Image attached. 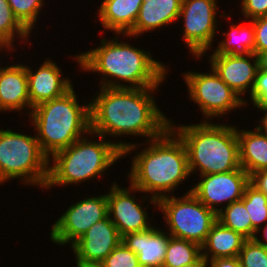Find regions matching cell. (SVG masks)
<instances>
[{
  "instance_id": "obj_1",
  "label": "cell",
  "mask_w": 267,
  "mask_h": 267,
  "mask_svg": "<svg viewBox=\"0 0 267 267\" xmlns=\"http://www.w3.org/2000/svg\"><path fill=\"white\" fill-rule=\"evenodd\" d=\"M152 88L101 87L90 102L89 135L160 137L170 120L158 108ZM153 91V92H152Z\"/></svg>"
},
{
  "instance_id": "obj_2",
  "label": "cell",
  "mask_w": 267,
  "mask_h": 267,
  "mask_svg": "<svg viewBox=\"0 0 267 267\" xmlns=\"http://www.w3.org/2000/svg\"><path fill=\"white\" fill-rule=\"evenodd\" d=\"M115 36L110 41L102 39L100 46L95 49L75 55L80 68L87 72L101 73L104 77L99 87H159L169 71L165 63L152 59L151 53L144 49L119 42L118 36ZM121 81L128 82V85Z\"/></svg>"
},
{
  "instance_id": "obj_3",
  "label": "cell",
  "mask_w": 267,
  "mask_h": 267,
  "mask_svg": "<svg viewBox=\"0 0 267 267\" xmlns=\"http://www.w3.org/2000/svg\"><path fill=\"white\" fill-rule=\"evenodd\" d=\"M148 142L150 146L133 156L128 177L137 192L150 193V203L158 206V200L171 196L191 173L185 145L170 128Z\"/></svg>"
},
{
  "instance_id": "obj_4",
  "label": "cell",
  "mask_w": 267,
  "mask_h": 267,
  "mask_svg": "<svg viewBox=\"0 0 267 267\" xmlns=\"http://www.w3.org/2000/svg\"><path fill=\"white\" fill-rule=\"evenodd\" d=\"M169 128L185 145L190 173L198 170L200 175H208L241 168L237 126L203 120L176 127L170 120Z\"/></svg>"
},
{
  "instance_id": "obj_5",
  "label": "cell",
  "mask_w": 267,
  "mask_h": 267,
  "mask_svg": "<svg viewBox=\"0 0 267 267\" xmlns=\"http://www.w3.org/2000/svg\"><path fill=\"white\" fill-rule=\"evenodd\" d=\"M96 136L100 141H90L84 136L51 157L53 163L49 165L45 189L57 185H78L99 177L118 159L139 148L137 144L142 145L135 142H112L101 135Z\"/></svg>"
},
{
  "instance_id": "obj_6",
  "label": "cell",
  "mask_w": 267,
  "mask_h": 267,
  "mask_svg": "<svg viewBox=\"0 0 267 267\" xmlns=\"http://www.w3.org/2000/svg\"><path fill=\"white\" fill-rule=\"evenodd\" d=\"M76 96L72 87L63 96L36 105L28 114L40 148L49 160L91 132L90 103L82 106Z\"/></svg>"
},
{
  "instance_id": "obj_7",
  "label": "cell",
  "mask_w": 267,
  "mask_h": 267,
  "mask_svg": "<svg viewBox=\"0 0 267 267\" xmlns=\"http://www.w3.org/2000/svg\"><path fill=\"white\" fill-rule=\"evenodd\" d=\"M50 164L36 135L0 129V184L20 178L24 184L45 189Z\"/></svg>"
},
{
  "instance_id": "obj_8",
  "label": "cell",
  "mask_w": 267,
  "mask_h": 267,
  "mask_svg": "<svg viewBox=\"0 0 267 267\" xmlns=\"http://www.w3.org/2000/svg\"><path fill=\"white\" fill-rule=\"evenodd\" d=\"M157 208L164 213L172 237L193 241L200 246L217 221V214L199 201L191 190L183 197L172 194L159 199Z\"/></svg>"
},
{
  "instance_id": "obj_9",
  "label": "cell",
  "mask_w": 267,
  "mask_h": 267,
  "mask_svg": "<svg viewBox=\"0 0 267 267\" xmlns=\"http://www.w3.org/2000/svg\"><path fill=\"white\" fill-rule=\"evenodd\" d=\"M210 71L206 74L192 71L183 73L190 100L199 106L206 121L222 117L249 103L234 92L212 67Z\"/></svg>"
},
{
  "instance_id": "obj_10",
  "label": "cell",
  "mask_w": 267,
  "mask_h": 267,
  "mask_svg": "<svg viewBox=\"0 0 267 267\" xmlns=\"http://www.w3.org/2000/svg\"><path fill=\"white\" fill-rule=\"evenodd\" d=\"M216 3V0H182L178 18L184 20L183 41L196 58L211 50L217 34Z\"/></svg>"
},
{
  "instance_id": "obj_11",
  "label": "cell",
  "mask_w": 267,
  "mask_h": 267,
  "mask_svg": "<svg viewBox=\"0 0 267 267\" xmlns=\"http://www.w3.org/2000/svg\"><path fill=\"white\" fill-rule=\"evenodd\" d=\"M108 216L107 194L87 197L72 203L53 224L50 232L52 242L61 246L77 241L92 225Z\"/></svg>"
},
{
  "instance_id": "obj_12",
  "label": "cell",
  "mask_w": 267,
  "mask_h": 267,
  "mask_svg": "<svg viewBox=\"0 0 267 267\" xmlns=\"http://www.w3.org/2000/svg\"><path fill=\"white\" fill-rule=\"evenodd\" d=\"M201 180L194 184L191 192L207 208L216 214L219 204L226 206L242 199L246 186L250 183V175L241 167L225 173L199 175Z\"/></svg>"
},
{
  "instance_id": "obj_13",
  "label": "cell",
  "mask_w": 267,
  "mask_h": 267,
  "mask_svg": "<svg viewBox=\"0 0 267 267\" xmlns=\"http://www.w3.org/2000/svg\"><path fill=\"white\" fill-rule=\"evenodd\" d=\"M130 191L132 194L136 193L137 188L131 184L129 188H121L115 181L107 194L108 216L121 237L153 227L152 223L149 224L148 212L143 209L141 203H137L135 195L131 196Z\"/></svg>"
},
{
  "instance_id": "obj_14",
  "label": "cell",
  "mask_w": 267,
  "mask_h": 267,
  "mask_svg": "<svg viewBox=\"0 0 267 267\" xmlns=\"http://www.w3.org/2000/svg\"><path fill=\"white\" fill-rule=\"evenodd\" d=\"M121 242L118 229L107 216L92 225L71 248L76 262H102Z\"/></svg>"
},
{
  "instance_id": "obj_15",
  "label": "cell",
  "mask_w": 267,
  "mask_h": 267,
  "mask_svg": "<svg viewBox=\"0 0 267 267\" xmlns=\"http://www.w3.org/2000/svg\"><path fill=\"white\" fill-rule=\"evenodd\" d=\"M208 58L210 66L234 92L240 97L247 91L251 95L258 71V60L254 53L246 56L209 55Z\"/></svg>"
},
{
  "instance_id": "obj_16",
  "label": "cell",
  "mask_w": 267,
  "mask_h": 267,
  "mask_svg": "<svg viewBox=\"0 0 267 267\" xmlns=\"http://www.w3.org/2000/svg\"><path fill=\"white\" fill-rule=\"evenodd\" d=\"M26 72L31 111L42 102L63 96L73 87L72 81L63 78L60 67L49 59L44 60L35 72L26 65Z\"/></svg>"
},
{
  "instance_id": "obj_17",
  "label": "cell",
  "mask_w": 267,
  "mask_h": 267,
  "mask_svg": "<svg viewBox=\"0 0 267 267\" xmlns=\"http://www.w3.org/2000/svg\"><path fill=\"white\" fill-rule=\"evenodd\" d=\"M170 236L153 226L122 236V243L137 254L141 267H162Z\"/></svg>"
},
{
  "instance_id": "obj_18",
  "label": "cell",
  "mask_w": 267,
  "mask_h": 267,
  "mask_svg": "<svg viewBox=\"0 0 267 267\" xmlns=\"http://www.w3.org/2000/svg\"><path fill=\"white\" fill-rule=\"evenodd\" d=\"M31 112V102L28 91L26 66L12 64L0 66V112L21 111Z\"/></svg>"
},
{
  "instance_id": "obj_19",
  "label": "cell",
  "mask_w": 267,
  "mask_h": 267,
  "mask_svg": "<svg viewBox=\"0 0 267 267\" xmlns=\"http://www.w3.org/2000/svg\"><path fill=\"white\" fill-rule=\"evenodd\" d=\"M182 0H143L134 27L124 36L135 37L172 24L179 18Z\"/></svg>"
},
{
  "instance_id": "obj_20",
  "label": "cell",
  "mask_w": 267,
  "mask_h": 267,
  "mask_svg": "<svg viewBox=\"0 0 267 267\" xmlns=\"http://www.w3.org/2000/svg\"><path fill=\"white\" fill-rule=\"evenodd\" d=\"M143 0H103L98 9L101 25L115 34H127L138 17Z\"/></svg>"
},
{
  "instance_id": "obj_21",
  "label": "cell",
  "mask_w": 267,
  "mask_h": 267,
  "mask_svg": "<svg viewBox=\"0 0 267 267\" xmlns=\"http://www.w3.org/2000/svg\"><path fill=\"white\" fill-rule=\"evenodd\" d=\"M237 129L239 142V161L241 167L251 176L267 169V134L257 128L252 130Z\"/></svg>"
},
{
  "instance_id": "obj_22",
  "label": "cell",
  "mask_w": 267,
  "mask_h": 267,
  "mask_svg": "<svg viewBox=\"0 0 267 267\" xmlns=\"http://www.w3.org/2000/svg\"><path fill=\"white\" fill-rule=\"evenodd\" d=\"M246 238L216 221L201 245V255L206 260L238 257Z\"/></svg>"
},
{
  "instance_id": "obj_23",
  "label": "cell",
  "mask_w": 267,
  "mask_h": 267,
  "mask_svg": "<svg viewBox=\"0 0 267 267\" xmlns=\"http://www.w3.org/2000/svg\"><path fill=\"white\" fill-rule=\"evenodd\" d=\"M230 31L222 34L227 37L219 41L218 47L211 55L246 56L255 51V30L253 21L247 25L231 24ZM226 39V40H225Z\"/></svg>"
},
{
  "instance_id": "obj_24",
  "label": "cell",
  "mask_w": 267,
  "mask_h": 267,
  "mask_svg": "<svg viewBox=\"0 0 267 267\" xmlns=\"http://www.w3.org/2000/svg\"><path fill=\"white\" fill-rule=\"evenodd\" d=\"M16 33V34H15ZM30 32L14 16L12 8L7 0H0V48L9 51L14 48V40L17 37L26 41L30 37ZM16 37V39H15Z\"/></svg>"
},
{
  "instance_id": "obj_25",
  "label": "cell",
  "mask_w": 267,
  "mask_h": 267,
  "mask_svg": "<svg viewBox=\"0 0 267 267\" xmlns=\"http://www.w3.org/2000/svg\"><path fill=\"white\" fill-rule=\"evenodd\" d=\"M217 221L234 232L240 233L246 239H253L252 222L241 200L232 202L228 206L223 205L217 213Z\"/></svg>"
},
{
  "instance_id": "obj_26",
  "label": "cell",
  "mask_w": 267,
  "mask_h": 267,
  "mask_svg": "<svg viewBox=\"0 0 267 267\" xmlns=\"http://www.w3.org/2000/svg\"><path fill=\"white\" fill-rule=\"evenodd\" d=\"M201 256V246L193 241L170 236L162 267H181Z\"/></svg>"
},
{
  "instance_id": "obj_27",
  "label": "cell",
  "mask_w": 267,
  "mask_h": 267,
  "mask_svg": "<svg viewBox=\"0 0 267 267\" xmlns=\"http://www.w3.org/2000/svg\"><path fill=\"white\" fill-rule=\"evenodd\" d=\"M241 201L245 204L253 226V237L261 225L267 224V196L249 183ZM264 223V224H263Z\"/></svg>"
},
{
  "instance_id": "obj_28",
  "label": "cell",
  "mask_w": 267,
  "mask_h": 267,
  "mask_svg": "<svg viewBox=\"0 0 267 267\" xmlns=\"http://www.w3.org/2000/svg\"><path fill=\"white\" fill-rule=\"evenodd\" d=\"M14 16L31 33L39 19L44 0H7Z\"/></svg>"
},
{
  "instance_id": "obj_29",
  "label": "cell",
  "mask_w": 267,
  "mask_h": 267,
  "mask_svg": "<svg viewBox=\"0 0 267 267\" xmlns=\"http://www.w3.org/2000/svg\"><path fill=\"white\" fill-rule=\"evenodd\" d=\"M241 267H267V247L246 239L238 254Z\"/></svg>"
},
{
  "instance_id": "obj_30",
  "label": "cell",
  "mask_w": 267,
  "mask_h": 267,
  "mask_svg": "<svg viewBox=\"0 0 267 267\" xmlns=\"http://www.w3.org/2000/svg\"><path fill=\"white\" fill-rule=\"evenodd\" d=\"M101 263L104 267H141L137 254L122 242Z\"/></svg>"
},
{
  "instance_id": "obj_31",
  "label": "cell",
  "mask_w": 267,
  "mask_h": 267,
  "mask_svg": "<svg viewBox=\"0 0 267 267\" xmlns=\"http://www.w3.org/2000/svg\"><path fill=\"white\" fill-rule=\"evenodd\" d=\"M241 5L244 19L253 20L267 16V0H242Z\"/></svg>"
},
{
  "instance_id": "obj_32",
  "label": "cell",
  "mask_w": 267,
  "mask_h": 267,
  "mask_svg": "<svg viewBox=\"0 0 267 267\" xmlns=\"http://www.w3.org/2000/svg\"><path fill=\"white\" fill-rule=\"evenodd\" d=\"M255 30V51L254 54H259L267 51V16L253 19Z\"/></svg>"
},
{
  "instance_id": "obj_33",
  "label": "cell",
  "mask_w": 267,
  "mask_h": 267,
  "mask_svg": "<svg viewBox=\"0 0 267 267\" xmlns=\"http://www.w3.org/2000/svg\"><path fill=\"white\" fill-rule=\"evenodd\" d=\"M251 104H266L267 105V73L258 70L254 88L249 95Z\"/></svg>"
},
{
  "instance_id": "obj_34",
  "label": "cell",
  "mask_w": 267,
  "mask_h": 267,
  "mask_svg": "<svg viewBox=\"0 0 267 267\" xmlns=\"http://www.w3.org/2000/svg\"><path fill=\"white\" fill-rule=\"evenodd\" d=\"M250 183L267 196V169L253 173L250 176Z\"/></svg>"
},
{
  "instance_id": "obj_35",
  "label": "cell",
  "mask_w": 267,
  "mask_h": 267,
  "mask_svg": "<svg viewBox=\"0 0 267 267\" xmlns=\"http://www.w3.org/2000/svg\"><path fill=\"white\" fill-rule=\"evenodd\" d=\"M207 267H241V264L238 257H225L207 261Z\"/></svg>"
},
{
  "instance_id": "obj_36",
  "label": "cell",
  "mask_w": 267,
  "mask_h": 267,
  "mask_svg": "<svg viewBox=\"0 0 267 267\" xmlns=\"http://www.w3.org/2000/svg\"><path fill=\"white\" fill-rule=\"evenodd\" d=\"M258 110H261L262 113L264 114L263 117H261L260 124L259 126H256L258 130L261 132L267 134V105L266 104H253Z\"/></svg>"
},
{
  "instance_id": "obj_37",
  "label": "cell",
  "mask_w": 267,
  "mask_h": 267,
  "mask_svg": "<svg viewBox=\"0 0 267 267\" xmlns=\"http://www.w3.org/2000/svg\"><path fill=\"white\" fill-rule=\"evenodd\" d=\"M258 60V70L267 73V51L256 54Z\"/></svg>"
},
{
  "instance_id": "obj_38",
  "label": "cell",
  "mask_w": 267,
  "mask_h": 267,
  "mask_svg": "<svg viewBox=\"0 0 267 267\" xmlns=\"http://www.w3.org/2000/svg\"><path fill=\"white\" fill-rule=\"evenodd\" d=\"M263 228V229H262ZM262 231L263 234L262 236L264 237L263 238V242H262V239H259L260 237H258V233ZM257 235V236H256ZM253 239L258 242L259 244L261 245H264L265 247H267V224L262 226L261 228H259L256 232H255V236L253 237ZM265 239V240H264Z\"/></svg>"
},
{
  "instance_id": "obj_39",
  "label": "cell",
  "mask_w": 267,
  "mask_h": 267,
  "mask_svg": "<svg viewBox=\"0 0 267 267\" xmlns=\"http://www.w3.org/2000/svg\"><path fill=\"white\" fill-rule=\"evenodd\" d=\"M181 267H207V261L201 255L194 263L183 265Z\"/></svg>"
},
{
  "instance_id": "obj_40",
  "label": "cell",
  "mask_w": 267,
  "mask_h": 267,
  "mask_svg": "<svg viewBox=\"0 0 267 267\" xmlns=\"http://www.w3.org/2000/svg\"><path fill=\"white\" fill-rule=\"evenodd\" d=\"M77 267H104L101 262H76Z\"/></svg>"
}]
</instances>
